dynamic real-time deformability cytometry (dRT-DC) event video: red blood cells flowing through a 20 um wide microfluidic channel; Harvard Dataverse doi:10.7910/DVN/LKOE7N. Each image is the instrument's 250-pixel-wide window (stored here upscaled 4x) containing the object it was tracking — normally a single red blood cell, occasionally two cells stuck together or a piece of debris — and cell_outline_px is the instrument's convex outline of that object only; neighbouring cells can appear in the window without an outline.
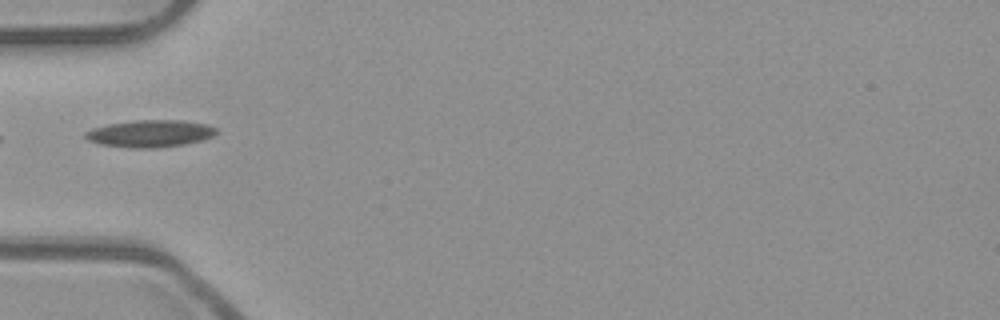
{"species": "common noctule bat (a hibernating species)", "species_latin": "Nyctalus noctula", "temperature_condition": "room temperature", "stored_images_in_passage": 8, "camera_frame_rate_fps": 3000, "um_per_image_px": 0.085, "animal": {"sex": "male", "body_mass_g": 23.1, "forearm_length_mm": 52.7}, "frame": {"image": 1, "passage_image": 1, "time_ms": 0.0, "image_size_px": [1000, 320], "cell_outline_px": [[220, 132], [204, 140], [184, 144], [156, 148], [132, 148], [100, 144], [88, 140], [84, 136], [84, 132], [92, 128], [108, 124], [136, 120], [184, 120], [208, 124], [216, 128]], "centroid_in_image_um": [12.79, 11.35], "position_along_channel_um": 72.2, "area_um2": 20.92}}
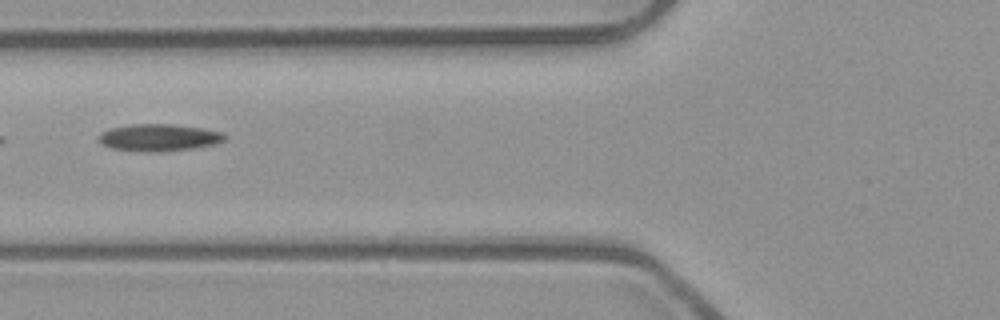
{"frame": {"image": 2, "passage_image": 4, "time_ms": 1.0, "image_size_px": [1000, 320], "cell_outline_px": [[228, 136], [224, 140], [216, 144], [192, 148], [160, 152], [148, 152], [112, 148], [104, 144], [100, 140], [100, 132], [112, 128], [132, 124], [172, 124], [204, 128], [224, 132]], "centroid_in_image_um": [13.59, 11.68], "position_along_channel_um": 112.2, "area_um2": 19.83}}